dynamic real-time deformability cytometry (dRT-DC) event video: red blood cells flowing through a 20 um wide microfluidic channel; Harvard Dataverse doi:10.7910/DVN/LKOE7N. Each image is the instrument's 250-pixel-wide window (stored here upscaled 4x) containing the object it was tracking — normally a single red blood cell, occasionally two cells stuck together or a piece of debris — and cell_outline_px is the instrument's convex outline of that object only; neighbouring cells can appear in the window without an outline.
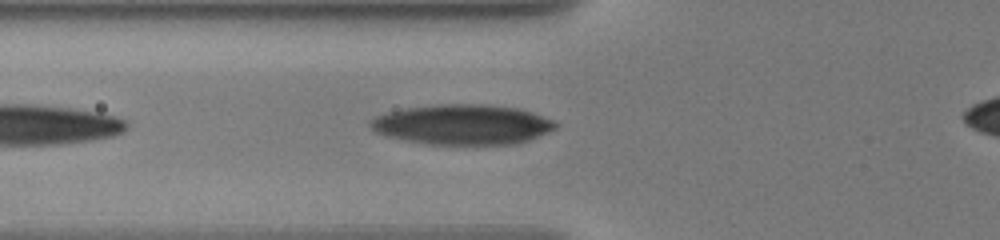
{"species": "human", "species_latin": "Homo sapiens", "temperature_condition": "warm", "stored_images_in_passage": 36, "camera_frame_rate_fps": 3000, "um_per_image_px": 0.085, "donor": {"sex": "male"}, "frame": {"image": 1, "passage_image": 4, "time_ms": 1.0, "image_size_px": [1000, 240], "cell_outline_px": [[560, 124], [556, 128], [548, 132], [528, 140], [516, 144], [428, 144], [388, 136], [376, 132], [368, 124], [368, 120], [384, 112], [404, 108], [432, 104], [492, 104], [520, 108], [532, 112], [552, 120]], "centroid_in_image_um": [39.31, 10.56], "position_along_channel_um": 86.5, "area_um2": 43.52}}
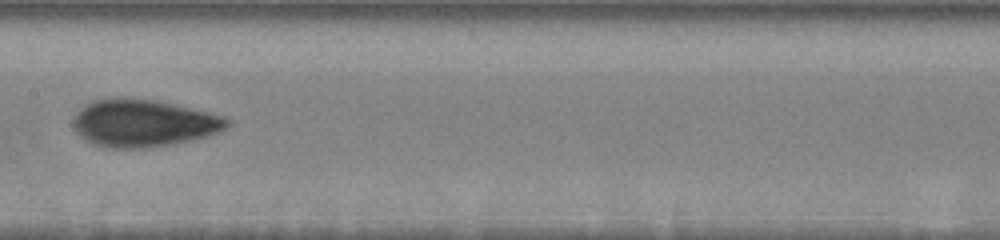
{"frame": {"image": 2, "passage_image": 11, "time_ms": 4.0, "image_size_px": [1000, 240], "cell_outline_px": [[232, 120], [224, 128], [208, 136], [168, 144], [144, 148], [112, 148], [92, 144], [84, 140], [72, 128], [72, 120], [76, 112], [84, 104], [108, 96], [160, 100], [224, 116]], "centroid_in_image_um": [12.12, 10.44], "position_along_channel_um": 195.3, "area_um2": 42.83}}
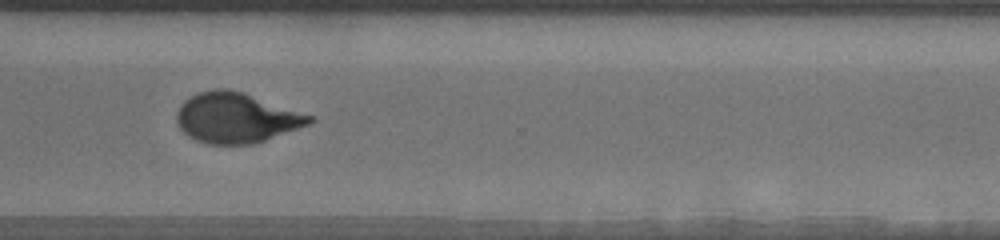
{"frame": {"image": 3, "passage_image": 26, "time_ms": 8.333, "image_size_px": [1000, 240], "cell_outline_px": [[316, 120], [308, 124], [264, 140], [252, 144], [208, 144], [196, 140], [188, 136], [180, 128], [176, 120], [176, 112], [180, 104], [184, 100], [196, 92], [216, 88], [228, 88], [244, 92], [312, 116]], "centroid_in_image_um": [20.02, 9.99], "position_along_channel_um": 350.6, "area_um2": 38.67}}